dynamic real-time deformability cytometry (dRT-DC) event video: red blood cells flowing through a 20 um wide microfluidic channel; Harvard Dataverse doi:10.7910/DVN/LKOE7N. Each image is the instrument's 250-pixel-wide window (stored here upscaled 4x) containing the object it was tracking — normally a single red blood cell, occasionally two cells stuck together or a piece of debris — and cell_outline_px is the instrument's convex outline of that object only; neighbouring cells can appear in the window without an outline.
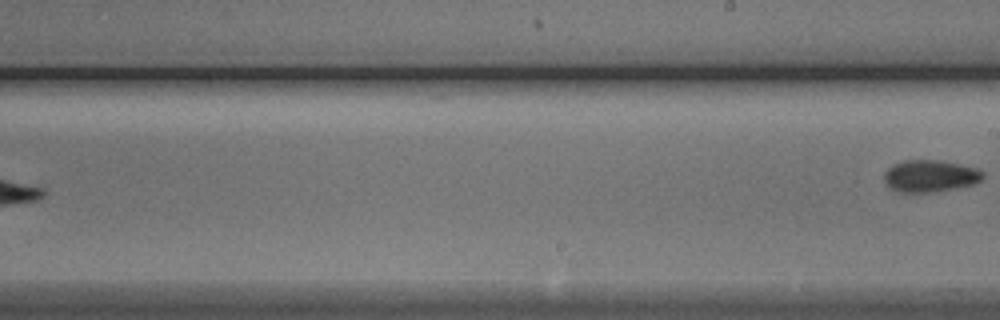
{"species": "Egyptian fruit bat (a non-hibernating species)", "species_latin": "Rousettus aegyptiacus", "temperature_condition": "cold", "stored_images_in_passage": 9, "segment_of_instrument_passage": [2, 2], "camera_frame_rate_fps": 3000, "um_per_image_px": 0.085, "animal": {"sex": "male"}, "frame": {"image": 1, "passage_image": 9, "time_ms": 10.333, "image_size_px": [1000, 320], "cell_outline_px": [[984, 180], [972, 184], [932, 192], [896, 192], [888, 188], [884, 184], [884, 172], [892, 164], [904, 160], [940, 160], [976, 168], [984, 172]], "centroid_in_image_um": [79.01, 14.96], "position_along_channel_um": 210.0, "area_um2": 18.55}}